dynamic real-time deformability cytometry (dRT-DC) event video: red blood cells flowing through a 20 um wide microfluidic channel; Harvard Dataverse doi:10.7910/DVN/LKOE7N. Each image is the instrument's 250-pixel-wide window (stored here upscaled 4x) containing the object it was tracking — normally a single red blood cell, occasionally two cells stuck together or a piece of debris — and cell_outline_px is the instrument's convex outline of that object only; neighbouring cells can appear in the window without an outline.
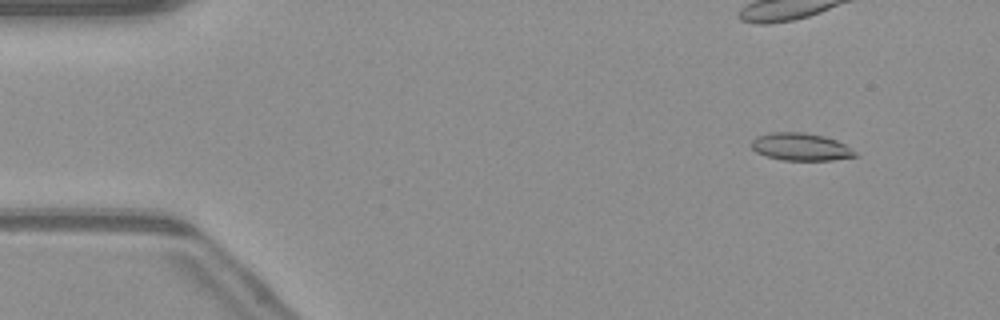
{"species": "common noctule bat (a hibernating species)", "species_latin": "Nyctalus noctula", "temperature_condition": "warm", "stored_images_in_passage": 48, "camera_frame_rate_fps": 3000, "um_per_image_px": 0.085, "animal": {"sex": "male", "body_mass_g": 23.1, "forearm_length_mm": 52.7}, "frame": {"image": 1, "passage_image": 4, "time_ms": 1.0, "image_size_px": [1000, 320], "cell_outline_px": [[860, 156], [832, 160], [784, 160], [768, 156], [756, 152], [752, 148], [752, 140], [756, 136], [772, 132], [804, 132], [824, 136], [836, 140], [844, 144], [856, 152]], "centroid_in_image_um": [68.08, 12.48], "position_along_channel_um": 16.9, "area_um2": 16.59}}
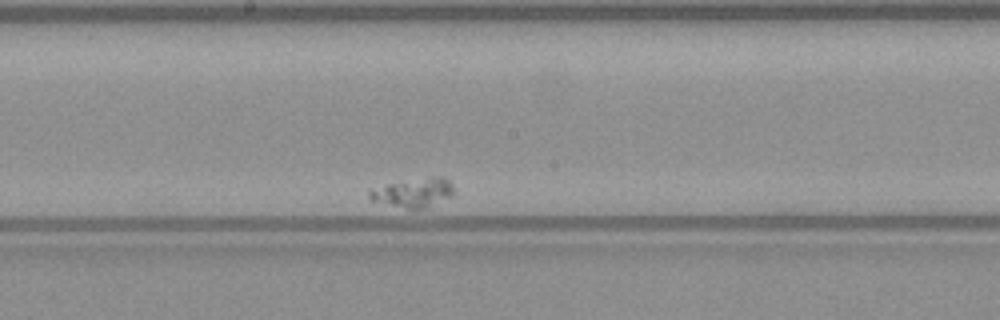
{"frame": {"image": 2, "passage_image": 31, "time_ms": 10.0, "image_size_px": [1000, 320], "cell_outline_px": [[452, 196], [428, 208], [416, 212], [412, 212], [368, 200], [368, 192], [388, 184], [428, 176], [444, 176], [452, 184]], "centroid_in_image_um": [35.15, 16.44], "position_along_channel_um": 213.1, "area_um2": 14.91}}
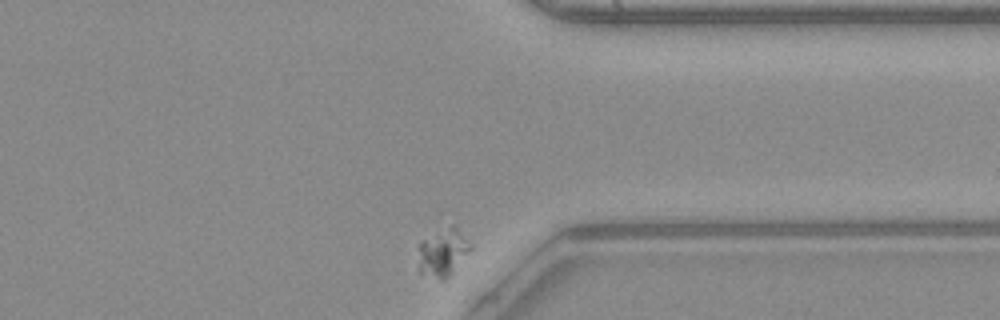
{"frame": {"image": 3, "passage_image": 48, "time_ms": 15.667, "image_size_px": [1000, 320], "cell_outline_px": [[472, 248], [448, 276], [444, 280], [440, 280], [420, 272], [420, 240], [452, 224], [456, 224], [472, 244]], "centroid_in_image_um": [37.68, 21.4], "position_along_channel_um": 373.7, "area_um2": 14.28}}